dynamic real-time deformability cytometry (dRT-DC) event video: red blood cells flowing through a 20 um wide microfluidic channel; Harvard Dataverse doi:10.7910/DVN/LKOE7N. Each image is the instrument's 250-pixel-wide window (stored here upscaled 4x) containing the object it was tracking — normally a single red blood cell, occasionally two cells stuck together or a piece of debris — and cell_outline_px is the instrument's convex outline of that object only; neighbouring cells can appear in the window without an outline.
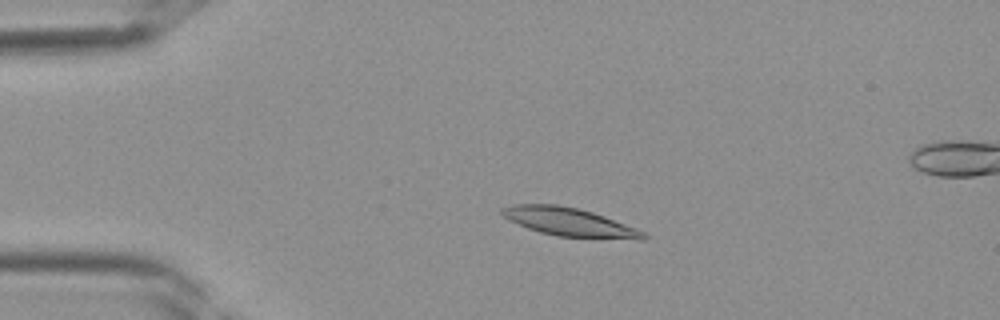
{"species": "Egyptian fruit bat (a non-hibernating species)", "species_latin": "Rousettus aegyptiacus", "temperature_condition": "room temperature", "stored_images_in_passage": 40, "segment_of_instrument_passage": [1, 2], "camera_frame_rate_fps": 3000, "um_per_image_px": 0.085, "frame": {"image": 1, "passage_image": 8, "time_ms": 2.333, "image_size_px": [1000, 320], "cell_outline_px": [[648, 236], [644, 240], [636, 240], [556, 236], [540, 232], [528, 228], [508, 220], [500, 212], [500, 208], [512, 204], [556, 204], [576, 208], [592, 212], [604, 216], [636, 228], [644, 232]], "centroid_in_image_um": [48.4, 18.88], "position_along_channel_um": 36.6, "area_um2": 23.47}}
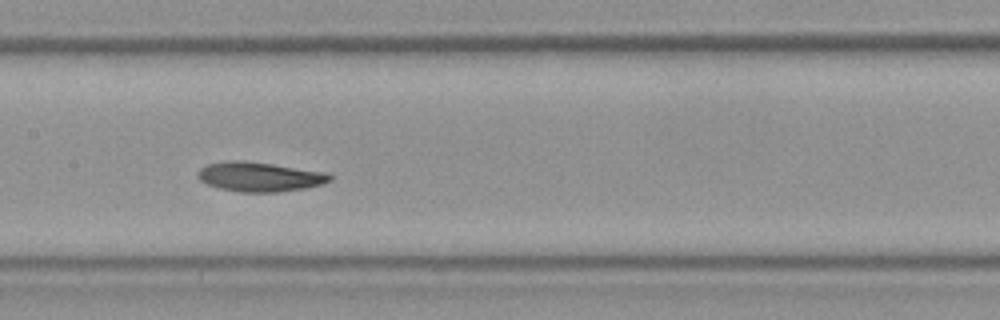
{"frame": {"image": 2, "passage_image": 19, "time_ms": 6.0, "image_size_px": [1000, 320], "cell_outline_px": [[332, 180], [324, 184], [304, 188], [276, 192], [240, 192], [220, 188], [208, 184], [200, 180], [196, 176], [196, 172], [200, 168], [208, 164], [228, 160], [244, 160], [272, 164], [324, 172], [332, 176]], "centroid_in_image_um": [22.04, 15.02], "position_along_channel_um": 185.4, "area_um2": 22.66}}
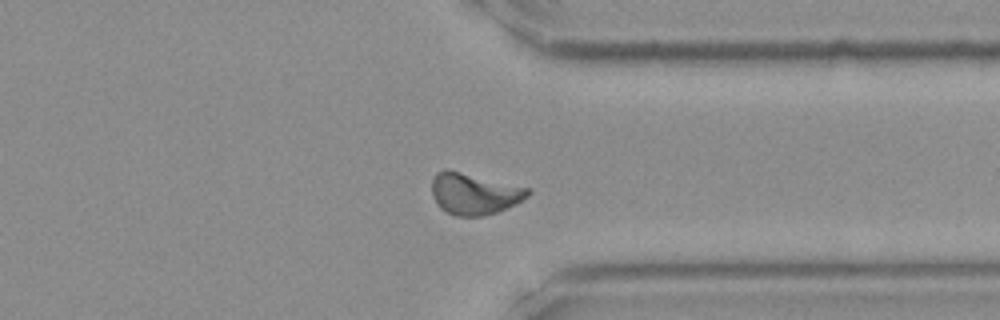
{"frame": {"image": 3, "passage_image": 30, "time_ms": 9.667, "image_size_px": [1000, 320], "cell_outline_px": [[532, 192], [528, 196], [516, 204], [496, 212], [484, 216], [456, 216], [440, 208], [432, 196], [432, 180], [436, 172], [444, 168], [532, 188]], "centroid_in_image_um": [40.32, 16.46], "position_along_channel_um": 371.1, "area_um2": 23.35}}